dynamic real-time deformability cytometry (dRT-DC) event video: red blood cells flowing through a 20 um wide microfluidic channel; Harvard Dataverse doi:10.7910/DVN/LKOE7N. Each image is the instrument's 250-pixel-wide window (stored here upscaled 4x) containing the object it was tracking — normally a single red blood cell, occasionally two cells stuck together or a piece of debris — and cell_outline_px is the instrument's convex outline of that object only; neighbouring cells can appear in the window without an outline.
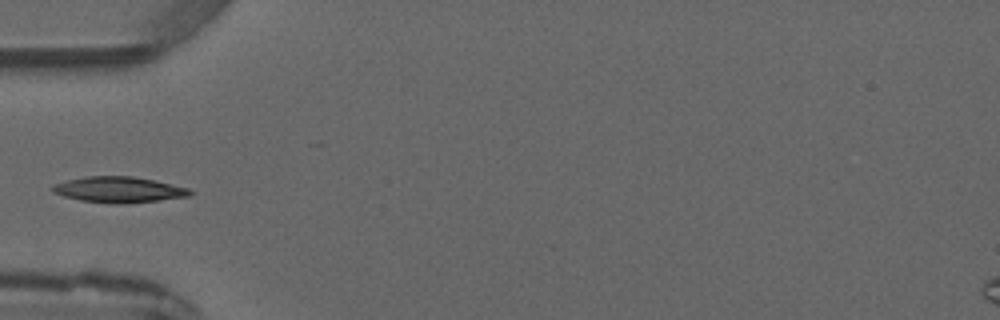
{"species": "common noctule bat (a hibernating species)", "species_latin": "Nyctalus noctula", "temperature_condition": "warm", "stored_images_in_passage": 3, "camera_frame_rate_fps": 3000, "um_per_image_px": 0.085, "animal": {"sex": "male", "forearm_length_mm": 52.5}, "frame": {"image": 1, "passage_image": 3, "time_ms": 2.667, "image_size_px": [1000, 320], "cell_outline_px": [[192, 192], [188, 196], [124, 204], [112, 204], [80, 200], [64, 196], [52, 192], [52, 188], [56, 184], [68, 180], [88, 176], [132, 176], [152, 180], [188, 188]], "centroid_in_image_um": [10.07, 16.12], "position_along_channel_um": 74.9, "area_um2": 20.29}}